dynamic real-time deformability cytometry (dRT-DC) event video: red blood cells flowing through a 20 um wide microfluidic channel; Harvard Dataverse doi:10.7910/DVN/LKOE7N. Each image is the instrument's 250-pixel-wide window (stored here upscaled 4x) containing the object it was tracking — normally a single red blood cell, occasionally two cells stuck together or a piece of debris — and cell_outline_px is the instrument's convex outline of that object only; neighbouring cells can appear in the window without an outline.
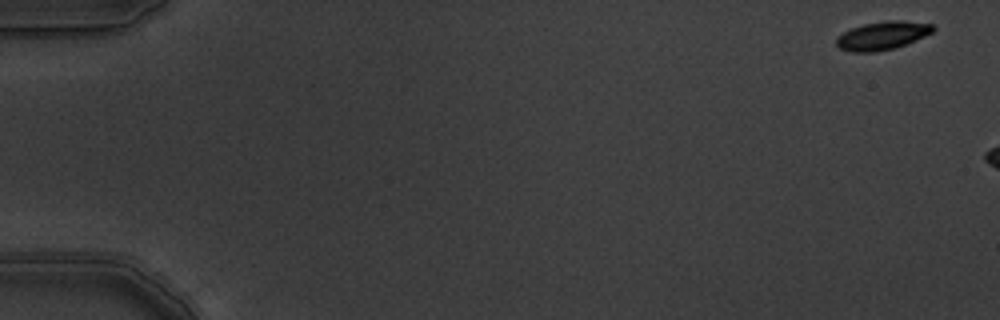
{"species": "common noctule bat (a hibernating species)", "species_latin": "Nyctalus noctula", "temperature_condition": "warm", "stored_images_in_passage": 3, "camera_frame_rate_fps": 3000, "um_per_image_px": 0.085, "animal": {"sex": "male", "body_mass_g": 19.5, "forearm_length_mm": 54.6}, "frame": {"image": 1, "passage_image": 1, "time_ms": 0.0, "image_size_px": [1000, 320], "cell_outline_px": [[936, 28], [932, 32], [924, 36], [904, 44], [892, 48], [876, 52], [852, 52], [840, 48], [836, 44], [836, 36], [852, 28], [864, 24], [884, 20], [900, 20], [932, 24]], "centroid_in_image_um": [74.98, 3.01], "position_along_channel_um": 10.0, "area_um2": 15.78}}